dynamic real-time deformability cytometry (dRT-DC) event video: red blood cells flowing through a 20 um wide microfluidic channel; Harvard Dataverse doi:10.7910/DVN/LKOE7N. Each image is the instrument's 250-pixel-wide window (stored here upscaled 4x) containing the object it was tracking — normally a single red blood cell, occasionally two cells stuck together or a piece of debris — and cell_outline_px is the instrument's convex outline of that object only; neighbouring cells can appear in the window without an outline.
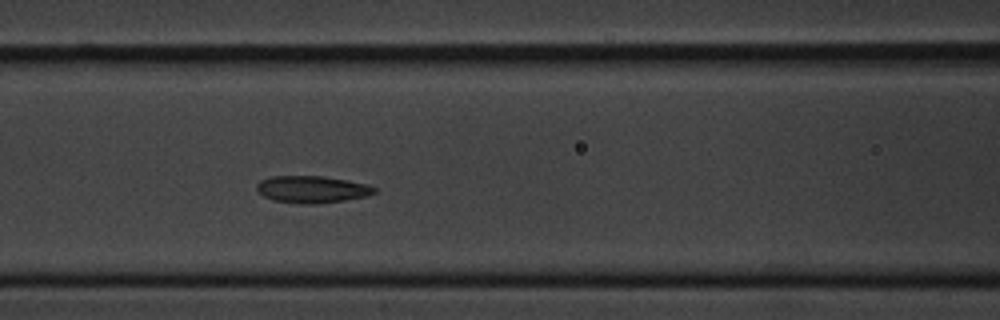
{"species": "common noctule bat (a hibernating species)", "species_latin": "Nyctalus noctula", "temperature_condition": "cold", "stored_images_in_passage": 6, "camera_frame_rate_fps": 3000, "um_per_image_px": 0.085, "animal": {"sex": "male", "body_mass_g": 20.1, "forearm_length_mm": 53.5}, "frame": {"image": 1, "passage_image": 6, "time_ms": 6.333, "image_size_px": [1000, 320], "cell_outline_px": [[376, 192], [368, 196], [344, 200], [316, 204], [300, 204], [272, 200], [264, 196], [256, 188], [256, 184], [260, 180], [268, 176], [324, 176], [348, 180], [368, 184], [376, 188]], "centroid_in_image_um": [26.52, 16.09], "position_along_channel_um": 140.1, "area_um2": 18.73}}